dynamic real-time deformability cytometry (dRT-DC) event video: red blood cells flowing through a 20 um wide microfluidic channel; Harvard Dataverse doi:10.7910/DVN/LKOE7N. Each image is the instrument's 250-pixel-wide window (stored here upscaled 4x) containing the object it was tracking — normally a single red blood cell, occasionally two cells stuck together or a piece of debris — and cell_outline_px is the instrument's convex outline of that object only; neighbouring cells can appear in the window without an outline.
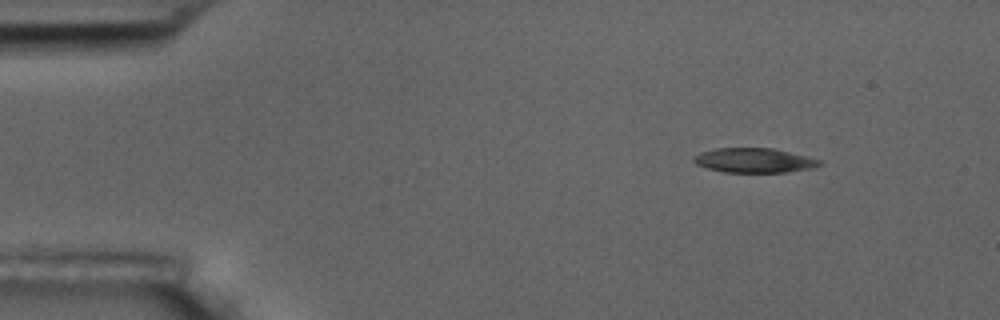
{"species": "common noctule bat (a hibernating species)", "species_latin": "Nyctalus noctula", "temperature_condition": "room temperature", "stored_images_in_passage": 8, "camera_frame_rate_fps": 3000, "um_per_image_px": 0.085, "animal": {"sex": "male", "body_mass_g": 17.5, "forearm_length_mm": 52.3}, "frame": {"image": 1, "passage_image": 1, "time_ms": 0.0, "image_size_px": [1000, 320], "cell_outline_px": [[820, 164], [812, 168], [784, 172], [724, 172], [708, 168], [696, 164], [692, 160], [692, 156], [700, 152], [716, 148], [772, 148], [820, 160]], "centroid_in_image_um": [64.02, 13.63], "position_along_channel_um": 21.0, "area_um2": 17.74}}
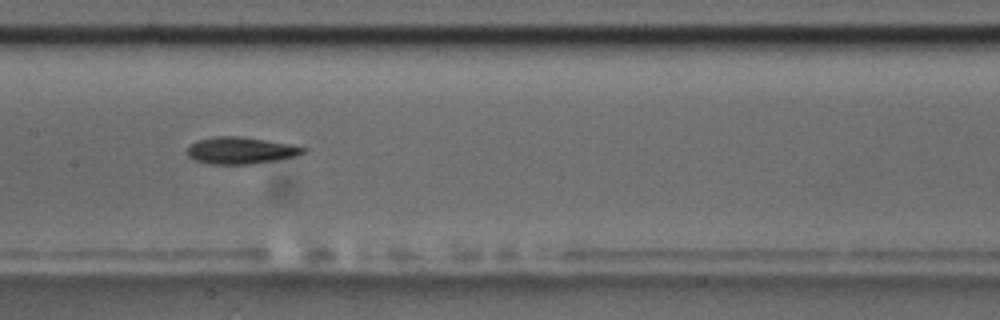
{"frame": {"image": 2, "passage_image": 7, "time_ms": 7.0, "image_size_px": [1000, 320], "cell_outline_px": [[308, 152], [296, 156], [276, 160], [252, 164], [208, 164], [192, 160], [184, 152], [196, 140], [216, 136], [236, 136], [292, 144], [308, 148]], "centroid_in_image_um": [20.45, 12.8], "position_along_channel_um": 186.9, "area_um2": 18.38}}
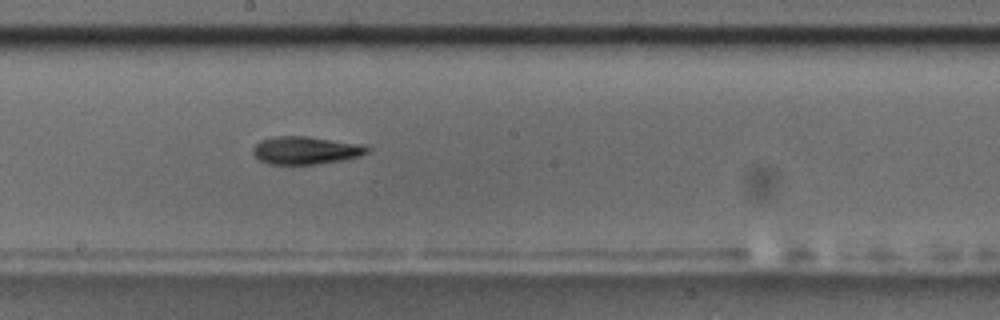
{"frame": {"image": 3, "passage_image": 8, "time_ms": 8.0, "image_size_px": [1000, 320], "cell_outline_px": [[372, 148], [368, 152], [360, 156], [344, 160], [320, 164], [268, 164], [260, 160], [252, 152], [252, 148], [260, 140], [276, 136], [308, 136], [364, 144]], "centroid_in_image_um": [26.03, 12.77], "position_along_channel_um": 222.2, "area_um2": 18.79}}